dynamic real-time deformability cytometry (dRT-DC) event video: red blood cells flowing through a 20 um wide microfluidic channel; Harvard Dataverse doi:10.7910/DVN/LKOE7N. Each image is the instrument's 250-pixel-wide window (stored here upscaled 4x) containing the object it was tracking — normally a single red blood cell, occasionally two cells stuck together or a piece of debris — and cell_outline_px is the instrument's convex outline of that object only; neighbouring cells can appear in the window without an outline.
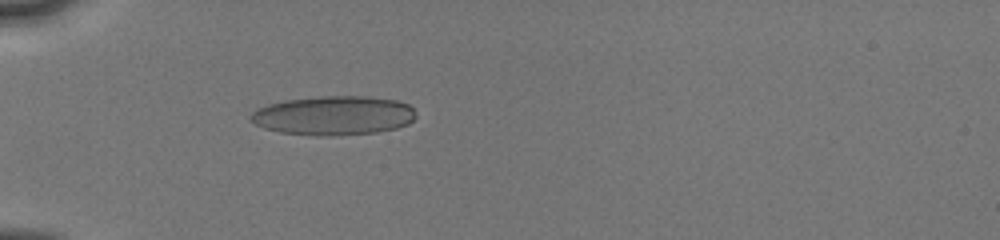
{"species": "human", "species_latin": "Homo sapiens", "temperature_condition": "cold", "stored_images_in_passage": 31, "camera_frame_rate_fps": 3000, "um_per_image_px": 0.085, "donor": {"sex": "male"}, "frame": {"image": 1, "passage_image": 16, "time_ms": 5.667, "image_size_px": [1000, 240], "cell_outline_px": [[416, 116], [408, 124], [396, 128], [376, 132], [328, 136], [320, 136], [280, 132], [264, 128], [248, 120], [248, 116], [256, 108], [268, 104], [288, 100], [320, 96], [368, 96], [396, 100], [408, 104], [412, 108]], "centroid_in_image_um": [28.33, 9.82], "position_along_channel_um": 56.7, "area_um2": 37.74}}
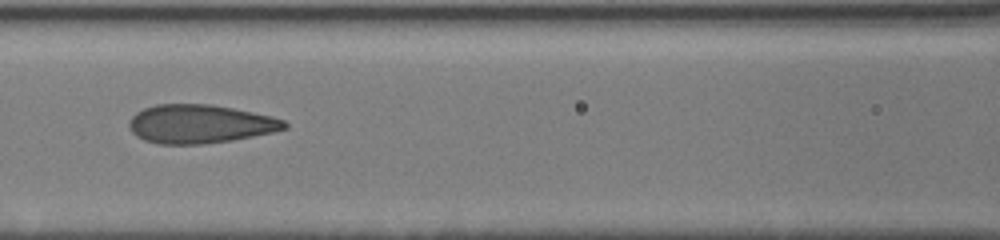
{"frame": {"image": 2, "passage_image": 23, "time_ms": 8.333, "image_size_px": [1000, 240], "cell_outline_px": [[288, 128], [272, 132], [232, 140], [204, 144], [160, 144], [144, 140], [136, 136], [132, 132], [128, 124], [128, 120], [136, 112], [144, 108], [156, 104], [212, 104], [272, 116], [284, 120], [288, 124]], "centroid_in_image_um": [16.97, 10.53], "position_along_channel_um": 149.6, "area_um2": 35.03}}
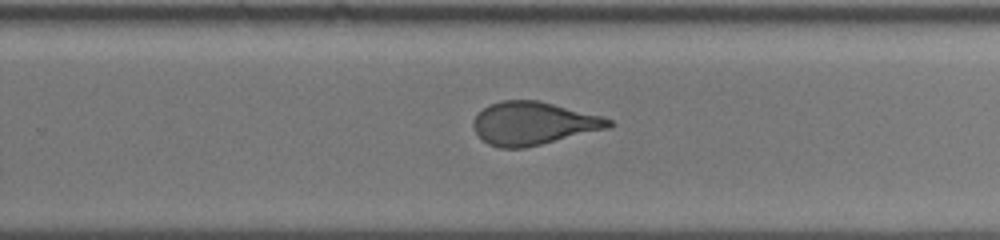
{"frame": {"image": 3, "passage_image": 31, "time_ms": 11.667, "image_size_px": [1000, 240], "cell_outline_px": [[616, 124], [612, 128], [524, 148], [500, 148], [488, 144], [476, 132], [472, 124], [472, 120], [488, 104], [504, 100], [536, 100], [600, 116], [612, 120]], "centroid_in_image_um": [45.35, 10.5], "position_along_channel_um": 284.4, "area_um2": 33.81}}